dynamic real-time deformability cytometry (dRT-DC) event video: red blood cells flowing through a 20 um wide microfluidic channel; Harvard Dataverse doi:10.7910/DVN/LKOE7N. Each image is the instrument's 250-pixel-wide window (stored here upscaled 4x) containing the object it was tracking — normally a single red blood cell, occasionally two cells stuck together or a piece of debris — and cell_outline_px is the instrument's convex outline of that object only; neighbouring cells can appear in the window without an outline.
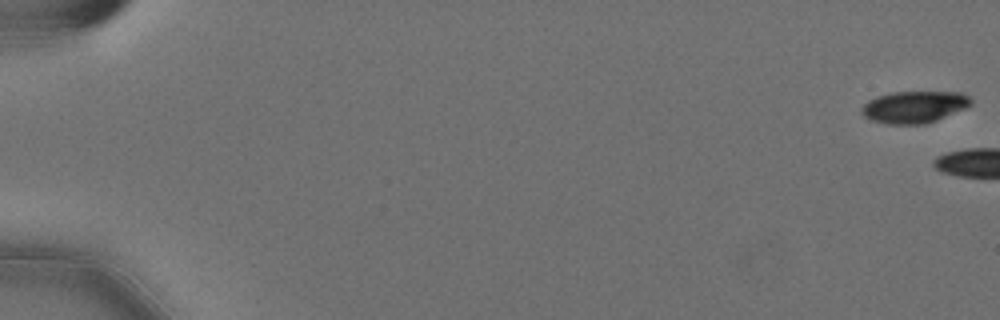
{"species": "Egyptian fruit bat (a non-hibernating species)", "species_latin": "Rousettus aegyptiacus", "temperature_condition": "cold", "stored_images_in_passage": 9, "camera_frame_rate_fps": 3000, "um_per_image_px": 0.085, "animal": {"sex": "female"}, "frame": {"image": 1, "passage_image": 1, "time_ms": 0.0, "image_size_px": [1000, 320], "cell_outline_px": [[972, 104], [964, 108], [936, 120], [924, 124], [888, 124], [872, 120], [864, 116], [860, 112], [860, 108], [868, 100], [876, 96], [892, 92], [960, 92], [968, 96], [972, 100]], "centroid_in_image_um": [77.67, 9.08], "position_along_channel_um": 7.3, "area_um2": 20.23}}